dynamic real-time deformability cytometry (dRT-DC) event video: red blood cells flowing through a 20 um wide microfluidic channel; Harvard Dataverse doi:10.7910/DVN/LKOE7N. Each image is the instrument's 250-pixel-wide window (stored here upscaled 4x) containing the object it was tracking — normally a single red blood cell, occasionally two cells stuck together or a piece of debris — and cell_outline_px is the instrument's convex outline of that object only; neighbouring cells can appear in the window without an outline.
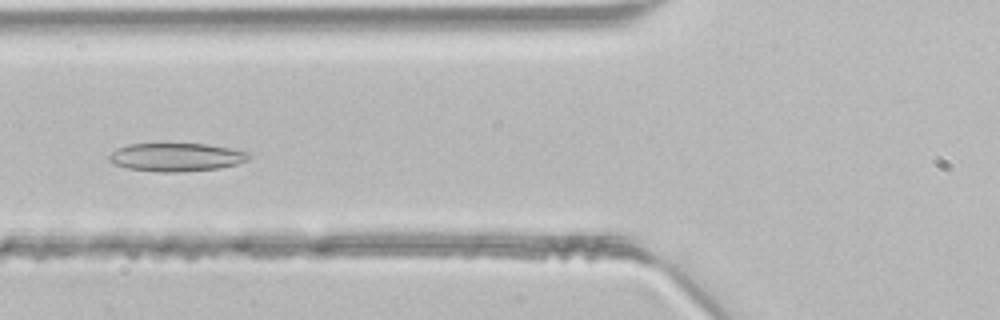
{"species": "common noctule bat (a hibernating species)", "species_latin": "Nyctalus noctula", "temperature_condition": "room temperature", "stored_images_in_passage": 41, "camera_frame_rate_fps": 3000, "um_per_image_px": 0.085, "animal": {"sex": "male", "body_mass_g": 21.5, "forearm_length_mm": 52.0}, "frame": {"image": 1, "passage_image": 17, "time_ms": 5.333, "image_size_px": [1000, 320], "cell_outline_px": [[252, 156], [248, 160], [236, 164], [220, 168], [180, 172], [160, 172], [128, 168], [112, 164], [108, 160], [108, 156], [116, 148], [128, 144], [208, 144], [252, 152]], "centroid_in_image_um": [15.0, 13.36], "position_along_channel_um": 110.8, "area_um2": 23.24}}
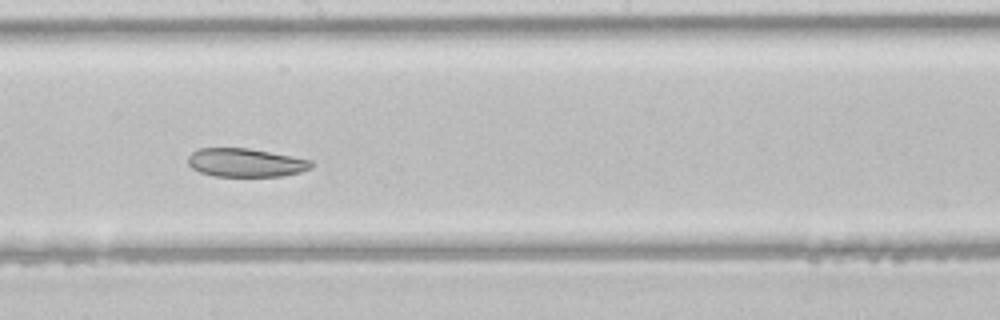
{"frame": {"image": 2, "passage_image": 25, "time_ms": 8.0, "image_size_px": [1000, 320], "cell_outline_px": [[312, 168], [300, 172], [284, 176], [216, 176], [200, 172], [192, 168], [188, 164], [188, 156], [192, 152], [200, 148], [248, 148], [292, 156], [312, 160]], "centroid_in_image_um": [20.89, 13.82], "position_along_channel_um": 227.3, "area_um2": 20.46}}
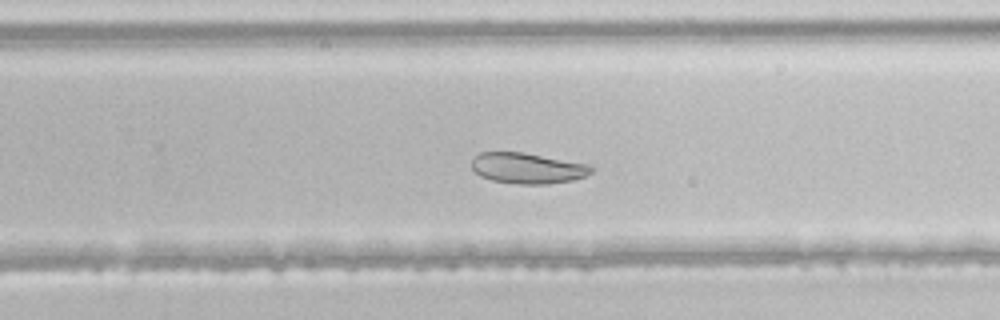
{"frame": {"image": 3, "passage_image": 29, "time_ms": 9.333, "image_size_px": [1000, 320], "cell_outline_px": [[592, 172], [584, 176], [572, 180], [548, 184], [520, 184], [492, 180], [480, 176], [472, 168], [472, 160], [480, 152], [524, 152], [588, 164], [592, 168]], "centroid_in_image_um": [44.83, 14.29], "position_along_channel_um": 285.0, "area_um2": 21.27}}